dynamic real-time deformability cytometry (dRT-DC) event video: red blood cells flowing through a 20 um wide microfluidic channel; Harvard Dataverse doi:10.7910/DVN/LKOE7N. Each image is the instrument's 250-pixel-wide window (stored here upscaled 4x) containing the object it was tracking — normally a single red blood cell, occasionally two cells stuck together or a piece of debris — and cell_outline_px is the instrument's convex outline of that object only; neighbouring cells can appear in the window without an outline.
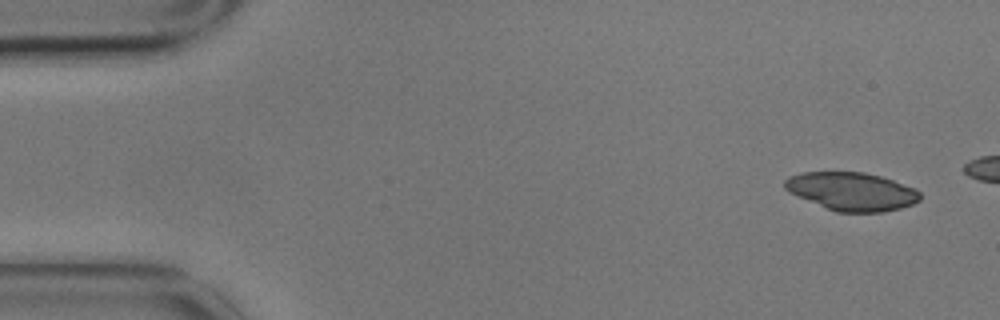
{"species": "common noctule bat (a hibernating species)", "species_latin": "Nyctalus noctula", "temperature_condition": "cold", "stored_images_in_passage": 5, "camera_frame_rate_fps": 3000, "um_per_image_px": 0.085, "animal": {"sex": "male", "body_mass_g": 17.9}, "frame": {"image": 1, "passage_image": 1, "time_ms": 0.0, "image_size_px": [1000, 320], "cell_outline_px": [[920, 200], [912, 204], [900, 208], [884, 212], [836, 212], [788, 192], [784, 188], [784, 180], [788, 176], [800, 172], [864, 172], [880, 176], [916, 188], [920, 192]], "centroid_in_image_um": [72.38, 16.26], "position_along_channel_um": 12.6, "area_um2": 30.17}}